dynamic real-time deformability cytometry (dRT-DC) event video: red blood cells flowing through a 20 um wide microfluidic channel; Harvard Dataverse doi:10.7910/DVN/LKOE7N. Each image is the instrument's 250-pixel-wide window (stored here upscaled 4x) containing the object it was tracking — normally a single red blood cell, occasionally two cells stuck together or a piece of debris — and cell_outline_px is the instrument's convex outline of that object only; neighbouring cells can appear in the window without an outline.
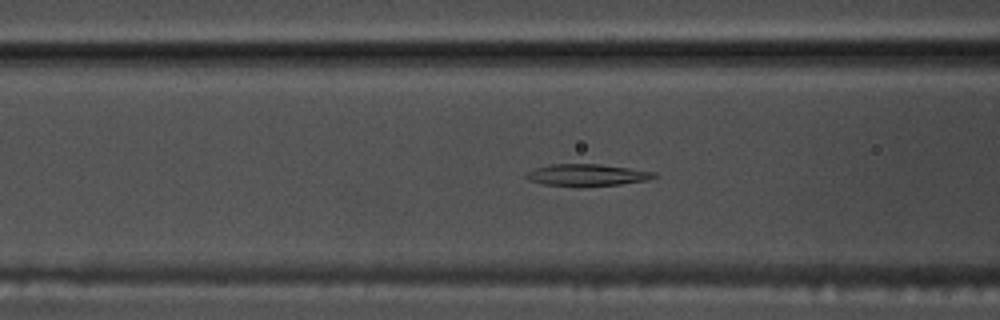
{"species": "common noctule bat (a hibernating species)", "species_latin": "Nyctalus noctula", "temperature_condition": "warm", "stored_images_in_passage": 38, "camera_frame_rate_fps": 3000, "um_per_image_px": 0.085, "animal": {"sex": "male", "body_mass_g": 17.5, "forearm_length_mm": 52.3}, "frame": {"image": 1, "passage_image": 6, "time_ms": 1.667, "image_size_px": [1000, 320], "cell_outline_px": [[656, 176], [648, 180], [620, 184], [544, 184], [528, 180], [524, 176], [528, 172], [536, 168], [548, 164], [600, 164], [656, 172]], "centroid_in_image_um": [49.9, 14.83], "position_along_channel_um": 116.7, "area_um2": 15.49}}
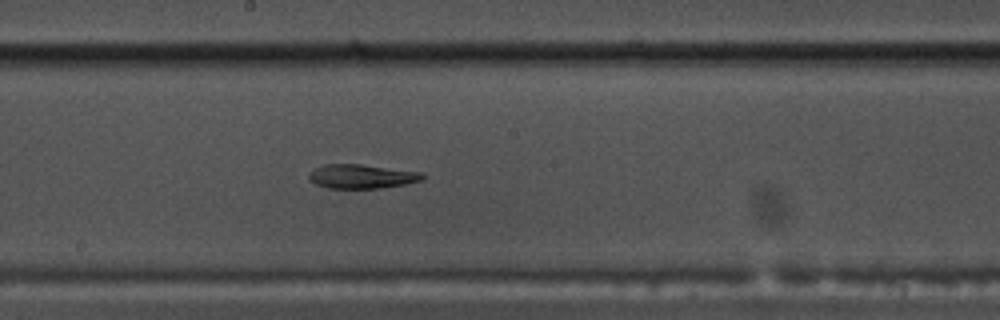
{"frame": {"image": 2, "passage_image": 14, "time_ms": 4.333, "image_size_px": [1000, 320], "cell_outline_px": [[424, 180], [404, 184], [380, 188], [328, 188], [316, 184], [308, 180], [308, 172], [324, 164], [360, 164], [424, 172]], "centroid_in_image_um": [30.74, 14.99], "position_along_channel_um": 217.5, "area_um2": 16.07}}
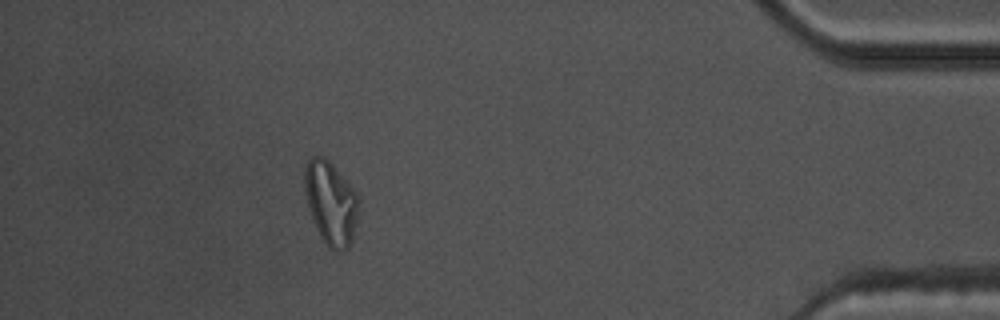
{"frame": {"image": 3, "passage_image": 33, "time_ms": 10.667, "image_size_px": [1000, 320], "cell_outline_px": [[360, 204], [352, 240], [348, 248], [340, 252], [336, 252], [328, 248], [320, 236], [316, 228], [308, 204], [304, 188], [304, 168], [308, 160], [312, 156], [324, 156], [332, 164], [356, 192], [360, 200]], "centroid_in_image_um": [28.13, 17.26], "position_along_channel_um": 407.1, "area_um2": 26.3}}